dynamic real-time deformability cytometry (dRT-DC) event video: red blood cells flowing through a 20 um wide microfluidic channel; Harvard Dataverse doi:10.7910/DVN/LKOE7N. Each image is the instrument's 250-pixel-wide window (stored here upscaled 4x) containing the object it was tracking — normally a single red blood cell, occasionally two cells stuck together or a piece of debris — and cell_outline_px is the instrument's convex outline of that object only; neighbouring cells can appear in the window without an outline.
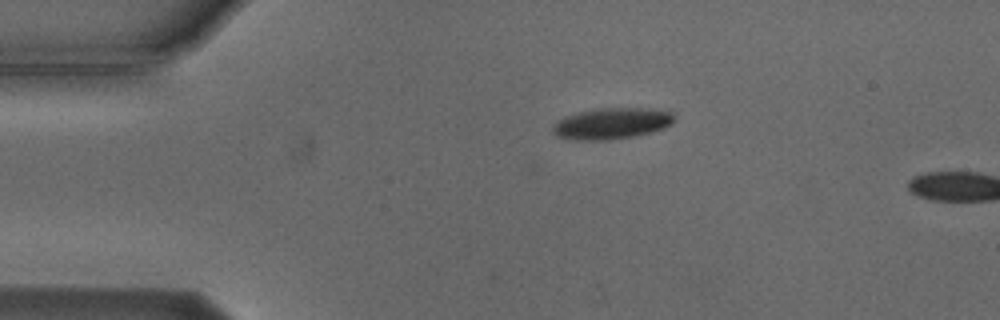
{"species": "Egyptian fruit bat (a non-hibernating species)", "species_latin": "Rousettus aegyptiacus", "temperature_condition": "cold", "stored_images_in_passage": 2, "camera_frame_rate_fps": 3000, "um_per_image_px": 0.085, "animal": {"sex": "male"}, "frame": {"image": 1, "passage_image": 2, "time_ms": 1.333, "image_size_px": [1000, 320], "cell_outline_px": [[676, 120], [672, 124], [664, 128], [652, 132], [632, 136], [608, 140], [576, 140], [556, 136], [552, 132], [552, 124], [556, 120], [564, 116], [596, 108], [644, 108], [676, 112]], "centroid_in_image_um": [52.01, 10.49], "position_along_channel_um": 33.0, "area_um2": 22.43}}